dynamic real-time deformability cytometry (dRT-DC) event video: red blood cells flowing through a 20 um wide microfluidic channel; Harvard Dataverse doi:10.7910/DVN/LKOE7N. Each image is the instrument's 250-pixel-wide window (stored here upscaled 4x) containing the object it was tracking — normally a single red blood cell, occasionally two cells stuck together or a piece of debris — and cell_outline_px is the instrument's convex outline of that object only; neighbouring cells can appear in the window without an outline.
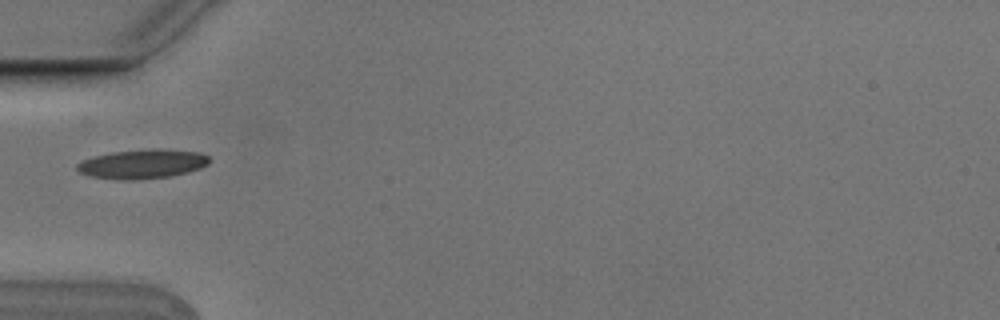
{"species": "Egyptian fruit bat (a non-hibernating species)", "species_latin": "Rousettus aegyptiacus", "temperature_condition": "cold", "stored_images_in_passage": 2, "camera_frame_rate_fps": 3000, "um_per_image_px": 0.085, "animal": {"sex": "male"}, "frame": {"image": 1, "passage_image": 1, "time_ms": 0.0, "image_size_px": [1000, 320], "cell_outline_px": [[208, 164], [200, 168], [188, 172], [168, 176], [132, 180], [116, 180], [92, 176], [80, 172], [76, 168], [76, 164], [80, 160], [112, 152], [160, 148], [200, 152], [208, 156]], "centroid_in_image_um": [12.09, 13.93], "position_along_channel_um": 72.9, "area_um2": 22.43}}